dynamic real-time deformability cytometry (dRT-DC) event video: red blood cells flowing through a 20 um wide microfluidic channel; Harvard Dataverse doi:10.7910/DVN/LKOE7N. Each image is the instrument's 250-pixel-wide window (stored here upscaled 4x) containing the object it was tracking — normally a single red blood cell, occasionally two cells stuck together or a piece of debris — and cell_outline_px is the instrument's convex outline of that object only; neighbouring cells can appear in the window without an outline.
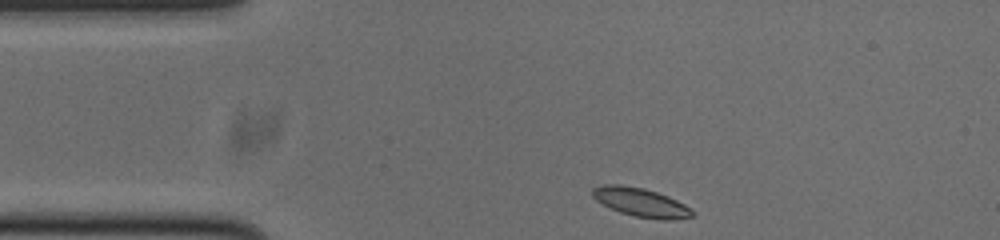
{"species": "common noctule bat (a hibernating species)", "species_latin": "Nyctalus noctula", "temperature_condition": "cold", "stored_images_in_passage": 45, "camera_frame_rate_fps": 3000, "um_per_image_px": 0.085, "animal": {"sex": "male", "body_mass_g": 20.0, "forearm_length_mm": 53.3}, "frame": {"image": 1, "passage_image": 1, "time_ms": 0.0, "image_size_px": [1000, 240], "cell_outline_px": [[696, 212], [692, 216], [672, 220], [660, 220], [636, 216], [620, 212], [596, 200], [592, 196], [592, 188], [604, 184], [620, 184], [644, 188], [668, 196], [692, 208]], "centroid_in_image_um": [54.5, 17.19], "position_along_channel_um": 30.5, "area_um2": 16.7}}
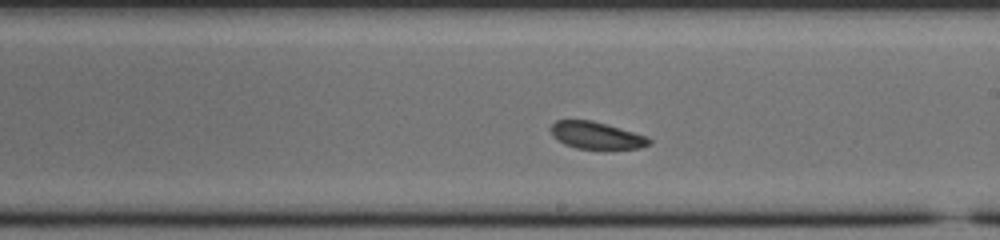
{"frame": {"image": 2, "passage_image": 21, "time_ms": 6.667, "image_size_px": [1000, 240], "cell_outline_px": [[652, 144], [640, 148], [576, 148], [564, 144], [556, 140], [552, 136], [548, 128], [556, 120], [592, 120], [648, 136], [652, 140]], "centroid_in_image_um": [50.66, 11.5], "position_along_channel_um": 238.3, "area_um2": 15.61}}
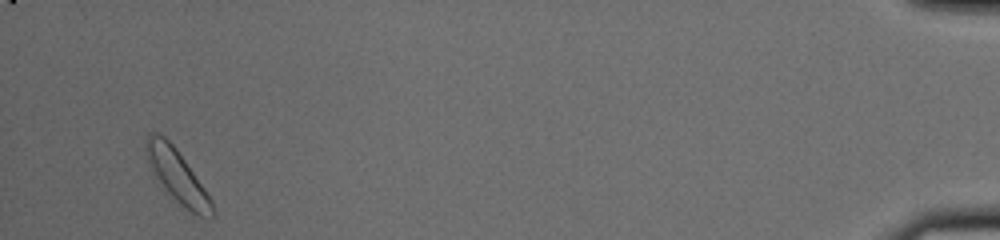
{"frame": {"image": 3, "passage_image": 43, "time_ms": 14.0, "image_size_px": [1000, 240], "cell_outline_px": [[216, 216], [200, 216], [192, 212], [180, 204], [160, 188], [152, 176], [144, 152], [144, 144], [148, 132], [152, 132], [164, 136], [176, 148], [204, 188], [212, 200], [216, 212]], "centroid_in_image_um": [14.99, 14.95], "position_along_channel_um": 420.2, "area_um2": 20.81}, "authors_computed_cell_mechanics": {"area_um2": 16.5886, "velocity_mm_per_s": 3.6977, "shape_relaxation_time_tau1_ms": 2.416, "shape_relaxation_time_tau2_ms": null, "deformation_change_tau1": 0.0909, "deformation_change_tau2": null}}